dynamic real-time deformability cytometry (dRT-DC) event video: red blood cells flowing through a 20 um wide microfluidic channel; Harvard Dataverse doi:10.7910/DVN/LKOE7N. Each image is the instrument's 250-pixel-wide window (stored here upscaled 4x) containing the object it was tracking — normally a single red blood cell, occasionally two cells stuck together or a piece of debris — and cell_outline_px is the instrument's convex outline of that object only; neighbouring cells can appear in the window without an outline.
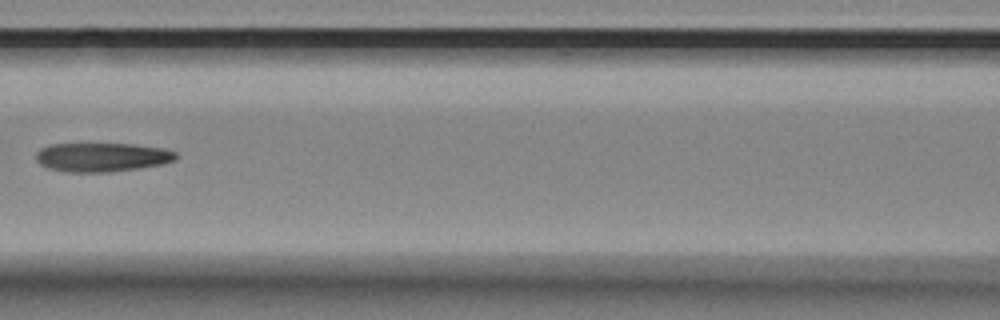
{"species": "Egyptian fruit bat (a non-hibernating species)", "species_latin": "Rousettus aegyptiacus", "temperature_condition": "room temperature", "stored_images_in_passage": 15, "camera_frame_rate_fps": 3000, "um_per_image_px": 0.085, "animal": {"sex": "female"}, "frame": {"image": 1, "passage_image": 7, "time_ms": 2.0, "image_size_px": [1000, 320], "cell_outline_px": [[176, 160], [164, 164], [140, 168], [108, 172], [64, 172], [48, 168], [40, 164], [36, 160], [36, 152], [40, 148], [48, 144], [132, 144], [164, 148], [176, 152]], "centroid_in_image_um": [8.66, 13.36], "position_along_channel_um": 157.9, "area_um2": 23.81}}
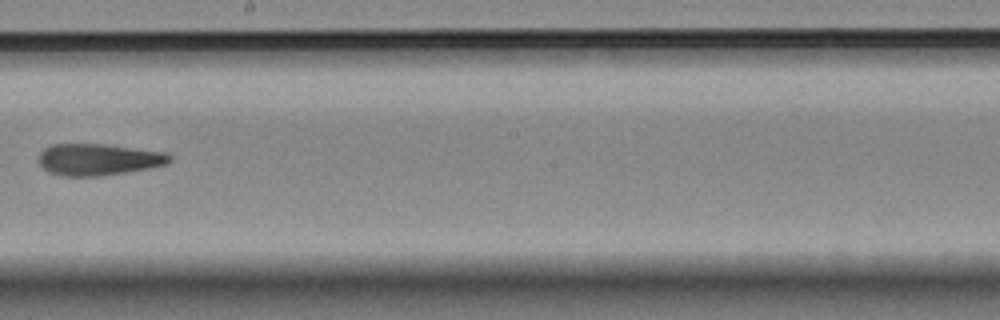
{"frame": {"image": 2, "passage_image": 9, "time_ms": 2.667, "image_size_px": [1000, 320], "cell_outline_px": [[172, 160], [164, 164], [148, 168], [100, 176], [64, 176], [48, 172], [40, 164], [40, 152], [44, 148], [52, 144], [104, 144], [164, 152], [172, 156]], "centroid_in_image_um": [8.34, 13.55], "position_along_channel_um": 239.9, "area_um2": 23.87}}
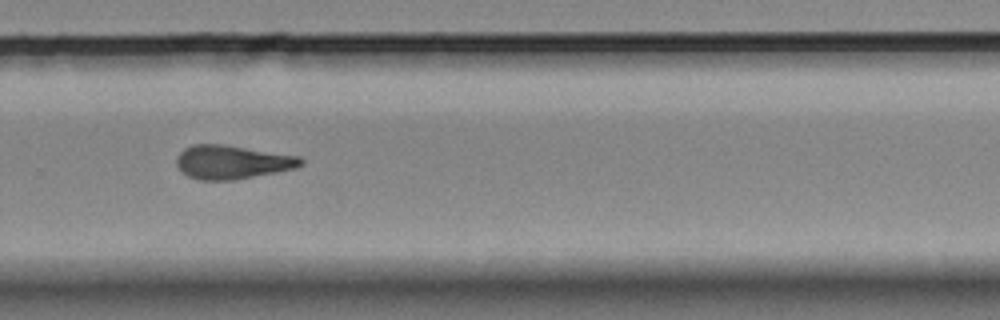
{"frame": {"image": 3, "passage_image": 11, "time_ms": 3.333, "image_size_px": [1000, 320], "cell_outline_px": [[304, 164], [296, 168], [236, 180], [200, 180], [188, 176], [176, 164], [176, 156], [184, 148], [192, 144], [224, 144], [300, 156], [304, 160]], "centroid_in_image_um": [19.75, 13.77], "position_along_channel_um": 310.0, "area_um2": 24.57}}